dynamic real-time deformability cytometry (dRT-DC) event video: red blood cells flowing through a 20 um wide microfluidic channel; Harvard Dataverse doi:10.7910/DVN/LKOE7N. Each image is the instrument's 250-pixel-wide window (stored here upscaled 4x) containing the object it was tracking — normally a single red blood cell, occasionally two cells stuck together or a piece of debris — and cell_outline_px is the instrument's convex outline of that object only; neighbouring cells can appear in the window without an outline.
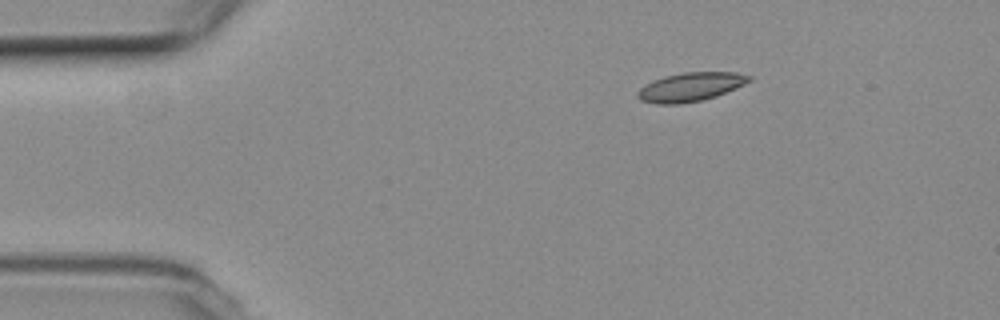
{"species": "common noctule bat (a hibernating species)", "species_latin": "Nyctalus noctula", "temperature_condition": "room temperature", "stored_images_in_passage": 48, "camera_frame_rate_fps": 3000, "um_per_image_px": 0.085, "animal": {"sex": "female", "body_mass_g": 19.3, "forearm_length_mm": 54.1}, "frame": {"image": 1, "passage_image": 1, "time_ms": 0.0, "image_size_px": [1000, 320], "cell_outline_px": [[752, 80], [744, 84], [716, 96], [700, 100], [680, 104], [656, 104], [640, 100], [636, 96], [636, 92], [644, 84], [652, 80], [664, 76], [684, 72], [736, 72], [752, 76]], "centroid_in_image_um": [58.65, 7.38], "position_along_channel_um": 26.3, "area_um2": 18.79}}
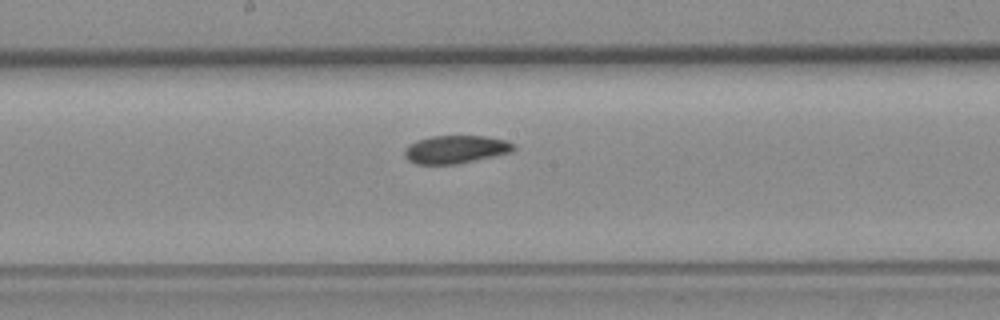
{"frame": {"image": 2, "passage_image": 21, "time_ms": 6.667, "image_size_px": [1000, 320], "cell_outline_px": [[516, 148], [512, 152], [456, 164], [416, 164], [408, 160], [404, 156], [404, 148], [408, 144], [416, 140], [432, 136], [484, 136], [508, 140], [516, 144]], "centroid_in_image_um": [38.73, 12.69], "position_along_channel_um": 209.5, "area_um2": 17.98}}
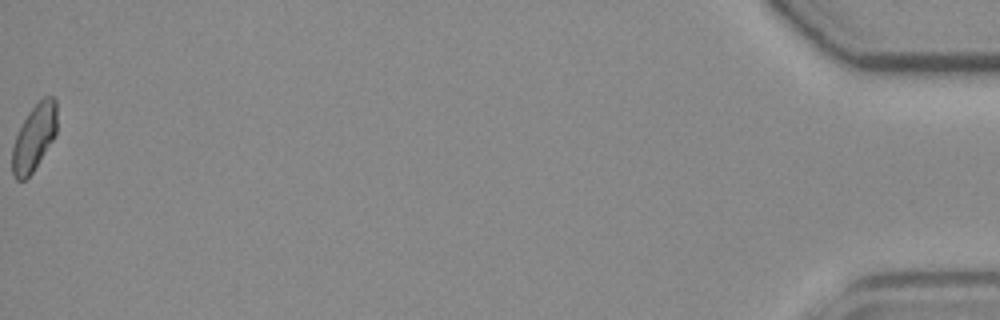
{"frame": {"image": 3, "passage_image": 48, "time_ms": 15.667, "image_size_px": [1000, 320], "cell_outline_px": [[56, 132], [52, 140], [32, 172], [24, 180], [16, 180], [12, 172], [12, 148], [16, 136], [28, 112], [44, 96], [52, 96], [56, 100]], "centroid_in_image_um": [2.89, 11.68], "position_along_channel_um": 432.3, "area_um2": 16.88}, "authors_computed_cell_mechanics": {"area_um2": 18.0914, "velocity_mm_per_s": 3.6873, "shape_relaxation_time_tau1_ms": 8.825, "shape_relaxation_time_tau2_ms": null, "deformation_change_tau1": 0.1644, "deformation_change_tau2": null}}